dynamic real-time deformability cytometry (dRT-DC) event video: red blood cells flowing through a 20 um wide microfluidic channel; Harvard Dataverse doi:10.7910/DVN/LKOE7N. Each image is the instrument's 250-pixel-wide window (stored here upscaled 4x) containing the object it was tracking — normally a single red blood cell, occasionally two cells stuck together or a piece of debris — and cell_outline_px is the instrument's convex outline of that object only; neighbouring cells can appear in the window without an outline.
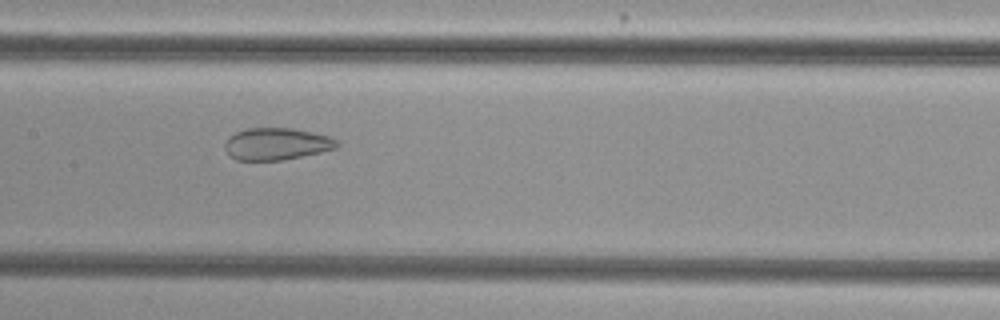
{"species": "common noctule bat (a hibernating species)", "species_latin": "Nyctalus noctula", "temperature_condition": "cold", "stored_images_in_passage": 39, "camera_frame_rate_fps": 3000, "um_per_image_px": 0.085, "animal": {"sex": "female", "body_mass_g": 29.2, "forearm_length_mm": 56.3}, "frame": {"image": 1, "passage_image": 12, "time_ms": 3.667, "image_size_px": [1000, 320], "cell_outline_px": [[340, 144], [336, 148], [320, 152], [284, 160], [236, 160], [224, 148], [224, 144], [228, 136], [236, 132], [248, 128], [292, 128], [332, 136]], "centroid_in_image_um": [23.52, 12.22], "position_along_channel_um": 183.9, "area_um2": 20.98}}
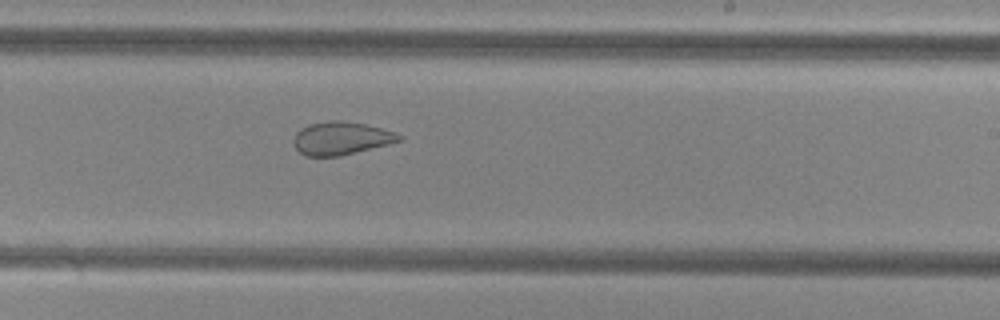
{"frame": {"image": 2, "passage_image": 18, "time_ms": 5.667, "image_size_px": [1000, 320], "cell_outline_px": [[404, 140], [340, 156], [304, 156], [296, 148], [292, 140], [296, 132], [300, 128], [308, 124], [332, 120], [340, 120], [364, 124], [396, 132], [404, 136]], "centroid_in_image_um": [28.99, 11.75], "position_along_channel_um": 260.0, "area_um2": 20.4}}
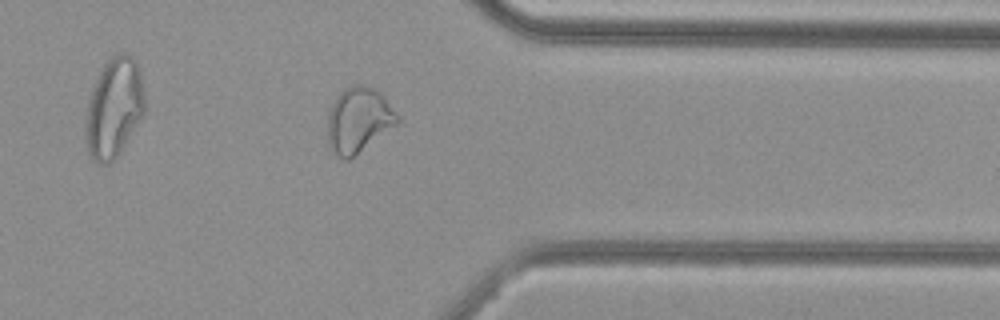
{"frame": {"image": 3, "passage_image": 28, "time_ms": 9.0, "image_size_px": [1000, 320], "cell_outline_px": [[400, 120], [396, 124], [348, 160], [344, 160], [332, 152], [328, 148], [328, 112], [336, 96], [344, 88], [352, 84], [364, 84], [372, 88], [400, 116]], "centroid_in_image_um": [30.42, 10.21], "position_along_channel_um": 381.0, "area_um2": 26.07}, "authors_computed_cell_mechanics": {"area_um2": 23.4668, "velocity_mm_per_s": 3.8236, "shape_relaxation_time_tau1_ms": null, "shape_relaxation_time_tau2_ms": 1.41, "deformation_change_tau1": null, "deformation_change_tau2": 0.0735}}